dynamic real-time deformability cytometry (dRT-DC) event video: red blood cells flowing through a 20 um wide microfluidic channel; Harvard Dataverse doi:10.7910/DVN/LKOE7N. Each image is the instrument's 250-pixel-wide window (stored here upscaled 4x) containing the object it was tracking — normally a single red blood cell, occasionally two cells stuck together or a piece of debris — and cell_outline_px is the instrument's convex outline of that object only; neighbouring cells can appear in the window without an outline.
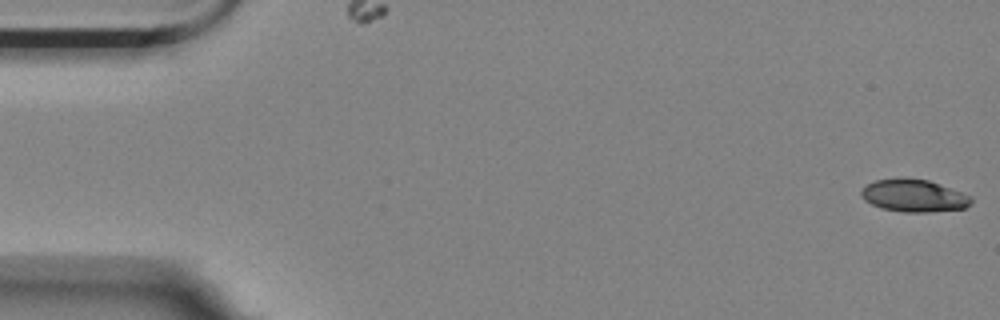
{"species": "Egyptian fruit bat (a non-hibernating species)", "species_latin": "Rousettus aegyptiacus", "temperature_condition": "room temperature", "stored_images_in_passage": 56, "camera_frame_rate_fps": 3000, "um_per_image_px": 0.085, "animal": {"sex": "female"}, "frame": {"image": 1, "passage_image": 1, "time_ms": 0.0, "image_size_px": [1000, 320], "cell_outline_px": [[972, 204], [964, 208], [932, 212], [904, 212], [880, 208], [864, 200], [860, 196], [860, 192], [868, 184], [876, 180], [896, 176], [904, 176], [928, 180], [972, 196]], "centroid_in_image_um": [77.66, 16.61], "position_along_channel_um": 7.3, "area_um2": 21.15}}
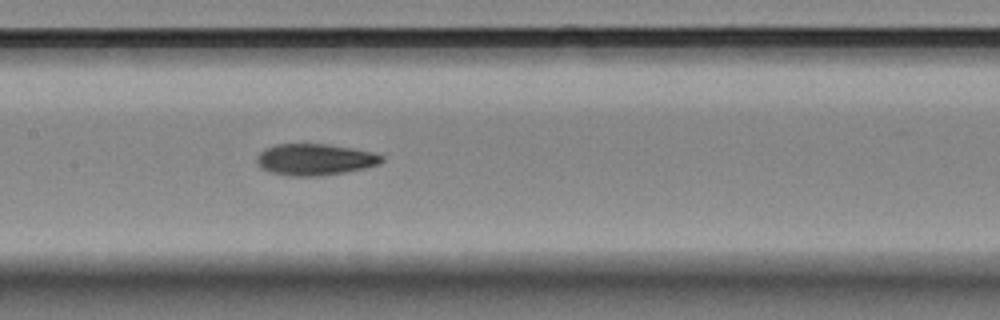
{"frame": {"image": 2, "passage_image": 27, "time_ms": 8.667, "image_size_px": [1000, 320], "cell_outline_px": [[384, 160], [380, 164], [364, 168], [344, 172], [320, 176], [288, 176], [268, 172], [260, 168], [256, 164], [256, 156], [264, 148], [276, 144], [324, 144], [352, 148], [372, 152], [384, 156]], "centroid_in_image_um": [26.72, 13.56], "position_along_channel_um": 180.7, "area_um2": 23.12}}
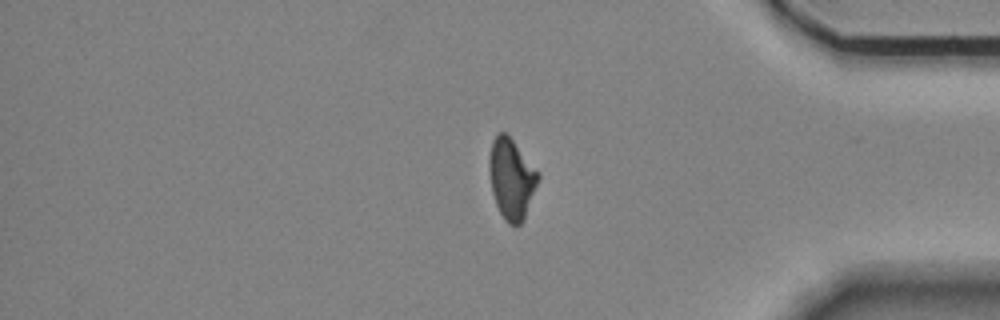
{"frame": {"image": 3, "passage_image": 47, "time_ms": 15.333, "image_size_px": [1000, 320], "cell_outline_px": [[540, 180], [524, 220], [520, 224], [508, 224], [504, 220], [496, 204], [492, 192], [488, 168], [488, 160], [492, 140], [500, 132], [504, 132], [512, 140], [540, 172]], "centroid_in_image_um": [43.49, 15.21], "position_along_channel_um": 391.7, "area_um2": 23.12}, "authors_computed_cell_mechanics": {"area_um2": 22.542, "velocity_mm_per_s": 3.5241, "shape_relaxation_time_tau1_ms": null, "shape_relaxation_time_tau2_ms": 5.5466, "deformation_change_tau1": null, "deformation_change_tau2": 0.1182}}